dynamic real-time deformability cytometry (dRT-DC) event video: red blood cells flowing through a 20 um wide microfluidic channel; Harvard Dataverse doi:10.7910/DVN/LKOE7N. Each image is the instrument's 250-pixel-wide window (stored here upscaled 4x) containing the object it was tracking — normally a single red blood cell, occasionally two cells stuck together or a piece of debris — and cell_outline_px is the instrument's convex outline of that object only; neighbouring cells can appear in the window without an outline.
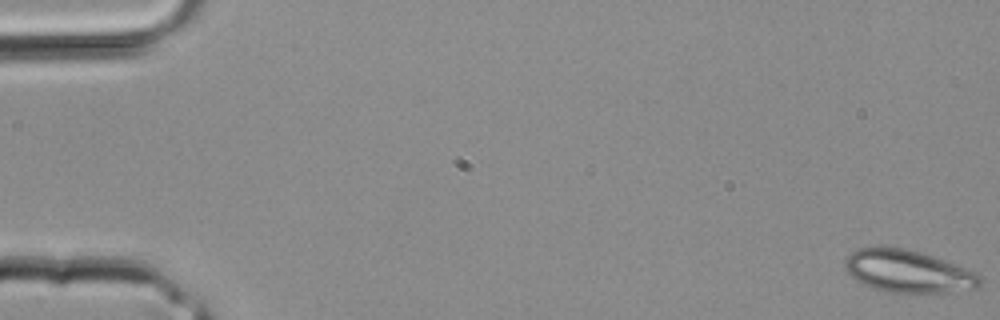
{"species": "common noctule bat (a hibernating species)", "species_latin": "Nyctalus noctula", "temperature_condition": "room temperature", "stored_images_in_passage": 5, "segment_of_instrument_passage": [1, 2], "camera_frame_rate_fps": 3000, "um_per_image_px": 0.085, "animal": {"sex": "male", "body_mass_g": 20.4}, "frame": {"image": 1, "passage_image": 1, "time_ms": 0.0, "image_size_px": [1000, 320], "cell_outline_px": [[984, 280], [976, 288], [948, 292], [884, 292], [864, 284], [856, 280], [844, 268], [844, 260], [852, 252], [860, 248], [880, 244], [908, 248], [980, 272]], "centroid_in_image_um": [77.2, 23.03], "position_along_channel_um": 7.8, "area_um2": 33.99}}